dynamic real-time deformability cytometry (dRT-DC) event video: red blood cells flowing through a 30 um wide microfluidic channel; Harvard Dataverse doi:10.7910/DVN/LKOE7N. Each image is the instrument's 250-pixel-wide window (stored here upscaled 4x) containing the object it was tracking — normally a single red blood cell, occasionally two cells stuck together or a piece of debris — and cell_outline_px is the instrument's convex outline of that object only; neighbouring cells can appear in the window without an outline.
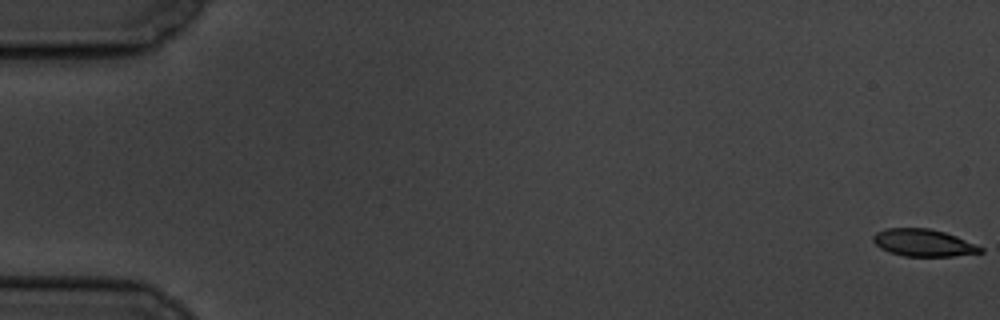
{"species": "common noctule bat (a hibernating species)", "species_latin": "Nyctalus noctula", "temperature_condition": "cold", "stored_images_in_passage": 11, "camera_frame_rate_fps": 3000, "um_per_image_px": 0.085, "animal": {"sex": "male", "body_mass_g": 19.5, "forearm_length_mm": 54.6}, "frame": {"image": 1, "passage_image": 1, "time_ms": 0.0, "image_size_px": [1000, 320], "cell_outline_px": [[984, 252], [952, 256], [904, 256], [888, 252], [880, 248], [872, 240], [872, 236], [876, 232], [884, 228], [928, 228], [944, 232], [956, 236], [984, 248]], "centroid_in_image_um": [78.46, 20.63], "position_along_channel_um": 6.5, "area_um2": 17.05}}